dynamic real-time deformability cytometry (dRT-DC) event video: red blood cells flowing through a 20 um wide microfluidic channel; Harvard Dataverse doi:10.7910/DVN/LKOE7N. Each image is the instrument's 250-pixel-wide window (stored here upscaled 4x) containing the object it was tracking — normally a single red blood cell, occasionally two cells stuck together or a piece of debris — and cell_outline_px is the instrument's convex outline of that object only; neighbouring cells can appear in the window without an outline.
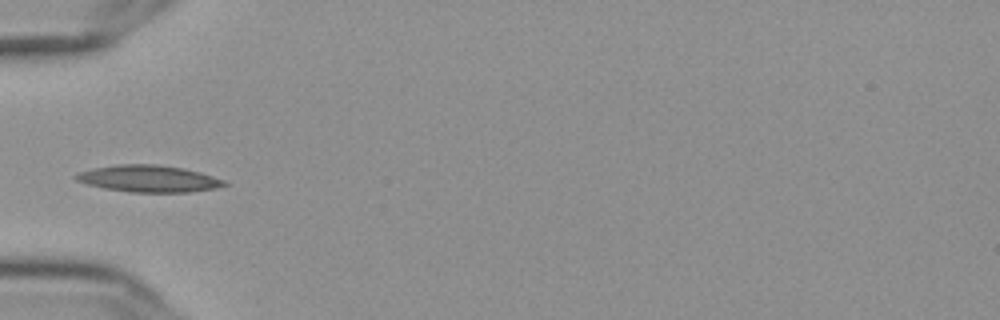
{"species": "Egyptian fruit bat (a non-hibernating species)", "species_latin": "Rousettus aegyptiacus", "temperature_condition": "cold", "stored_images_in_passage": 38, "camera_frame_rate_fps": 3000, "um_per_image_px": 0.085, "frame": {"image": 1, "passage_image": 1, "time_ms": 0.0, "image_size_px": [1000, 320], "cell_outline_px": [[228, 184], [216, 188], [188, 192], [128, 192], [104, 188], [88, 184], [76, 180], [72, 176], [80, 172], [96, 168], [120, 164], [156, 164], [184, 168], [200, 172], [224, 180]], "centroid_in_image_um": [12.65, 15.19], "position_along_channel_um": 72.4, "area_um2": 23.0}}
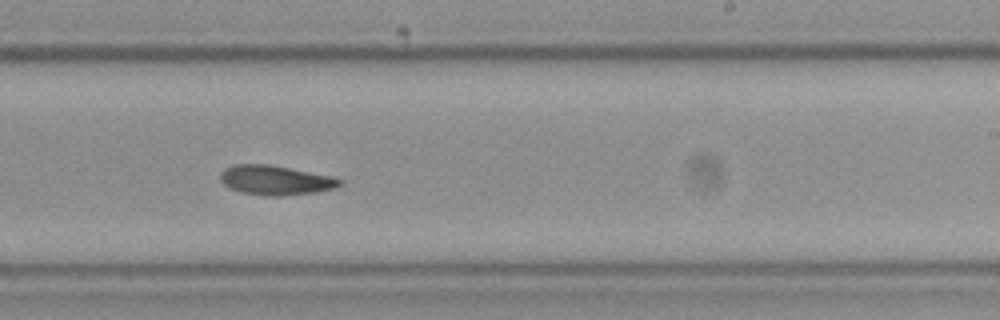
{"frame": {"image": 2, "passage_image": 17, "time_ms": 5.333, "image_size_px": [1000, 320], "cell_outline_px": [[340, 184], [332, 188], [316, 192], [280, 196], [264, 196], [240, 192], [228, 188], [220, 180], [220, 172], [224, 168], [236, 164], [264, 164], [288, 168], [328, 176], [340, 180]], "centroid_in_image_um": [23.29, 15.33], "position_along_channel_um": 265.7, "area_um2": 20.17}}
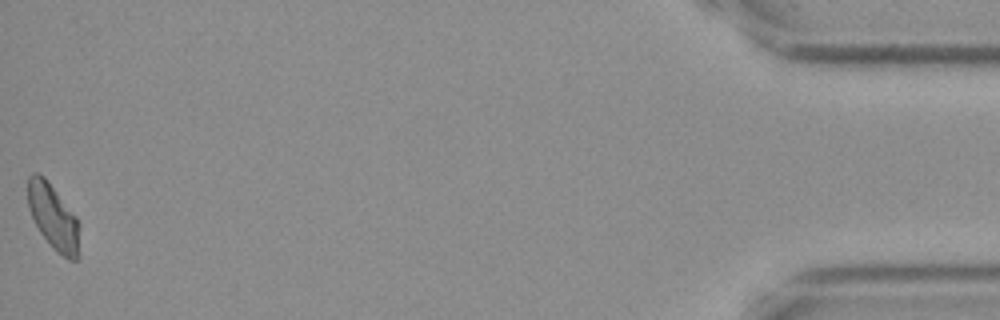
{"frame": {"image": 3, "passage_image": 38, "time_ms": 12.333, "image_size_px": [1000, 320], "cell_outline_px": [[80, 256], [76, 260], [68, 260], [56, 252], [52, 248], [40, 232], [28, 208], [28, 176], [32, 172], [36, 172], [44, 176], [76, 216], [80, 224]], "centroid_in_image_um": [4.57, 18.49], "position_along_channel_um": 430.6, "area_um2": 20.06}, "authors_computed_cell_mechanics": {"area_um2": 20.1433, "velocity_mm_per_s": 3.6206, "shape_relaxation_time_tau1_ms": 6.4838, "shape_relaxation_time_tau2_ms": 9.4953, "deformation_change_tau1": 0.1561, "deformation_change_tau2": 0.1525}}